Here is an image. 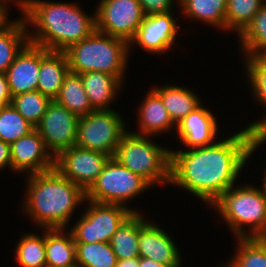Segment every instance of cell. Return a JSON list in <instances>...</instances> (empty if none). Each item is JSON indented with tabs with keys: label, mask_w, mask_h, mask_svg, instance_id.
Masks as SVG:
<instances>
[{
	"label": "cell",
	"mask_w": 266,
	"mask_h": 267,
	"mask_svg": "<svg viewBox=\"0 0 266 267\" xmlns=\"http://www.w3.org/2000/svg\"><path fill=\"white\" fill-rule=\"evenodd\" d=\"M265 142L266 135L245 127L209 146L171 149L170 184L182 187L210 208L235 185L247 161Z\"/></svg>",
	"instance_id": "cell-1"
},
{
	"label": "cell",
	"mask_w": 266,
	"mask_h": 267,
	"mask_svg": "<svg viewBox=\"0 0 266 267\" xmlns=\"http://www.w3.org/2000/svg\"><path fill=\"white\" fill-rule=\"evenodd\" d=\"M62 1L27 0L24 21L29 42L50 51H65L96 30L95 12L88 15L77 5Z\"/></svg>",
	"instance_id": "cell-2"
},
{
	"label": "cell",
	"mask_w": 266,
	"mask_h": 267,
	"mask_svg": "<svg viewBox=\"0 0 266 267\" xmlns=\"http://www.w3.org/2000/svg\"><path fill=\"white\" fill-rule=\"evenodd\" d=\"M24 213L41 229L66 228L73 212L86 201V191L55 168L25 177Z\"/></svg>",
	"instance_id": "cell-3"
},
{
	"label": "cell",
	"mask_w": 266,
	"mask_h": 267,
	"mask_svg": "<svg viewBox=\"0 0 266 267\" xmlns=\"http://www.w3.org/2000/svg\"><path fill=\"white\" fill-rule=\"evenodd\" d=\"M210 207L225 220L236 239L266 238V195L262 187L234 185Z\"/></svg>",
	"instance_id": "cell-4"
},
{
	"label": "cell",
	"mask_w": 266,
	"mask_h": 267,
	"mask_svg": "<svg viewBox=\"0 0 266 267\" xmlns=\"http://www.w3.org/2000/svg\"><path fill=\"white\" fill-rule=\"evenodd\" d=\"M71 72L99 71L125 82L129 43L95 30L89 37L70 45L65 51Z\"/></svg>",
	"instance_id": "cell-5"
},
{
	"label": "cell",
	"mask_w": 266,
	"mask_h": 267,
	"mask_svg": "<svg viewBox=\"0 0 266 267\" xmlns=\"http://www.w3.org/2000/svg\"><path fill=\"white\" fill-rule=\"evenodd\" d=\"M151 137L126 131L114 157L153 187L159 183L170 185L171 150L156 144Z\"/></svg>",
	"instance_id": "cell-6"
},
{
	"label": "cell",
	"mask_w": 266,
	"mask_h": 267,
	"mask_svg": "<svg viewBox=\"0 0 266 267\" xmlns=\"http://www.w3.org/2000/svg\"><path fill=\"white\" fill-rule=\"evenodd\" d=\"M151 187L152 185L143 177L131 172L115 157H110L102 173L86 191V200L127 207V202Z\"/></svg>",
	"instance_id": "cell-7"
},
{
	"label": "cell",
	"mask_w": 266,
	"mask_h": 267,
	"mask_svg": "<svg viewBox=\"0 0 266 267\" xmlns=\"http://www.w3.org/2000/svg\"><path fill=\"white\" fill-rule=\"evenodd\" d=\"M119 112L94 110L79 117L76 146L114 157L122 135L128 130Z\"/></svg>",
	"instance_id": "cell-8"
},
{
	"label": "cell",
	"mask_w": 266,
	"mask_h": 267,
	"mask_svg": "<svg viewBox=\"0 0 266 267\" xmlns=\"http://www.w3.org/2000/svg\"><path fill=\"white\" fill-rule=\"evenodd\" d=\"M86 202V211L71 229H67L72 233L75 243L110 242L120 225L133 212H139L119 204Z\"/></svg>",
	"instance_id": "cell-9"
},
{
	"label": "cell",
	"mask_w": 266,
	"mask_h": 267,
	"mask_svg": "<svg viewBox=\"0 0 266 267\" xmlns=\"http://www.w3.org/2000/svg\"><path fill=\"white\" fill-rule=\"evenodd\" d=\"M95 11L96 30L128 43L135 37L145 14L138 0H100Z\"/></svg>",
	"instance_id": "cell-10"
},
{
	"label": "cell",
	"mask_w": 266,
	"mask_h": 267,
	"mask_svg": "<svg viewBox=\"0 0 266 267\" xmlns=\"http://www.w3.org/2000/svg\"><path fill=\"white\" fill-rule=\"evenodd\" d=\"M78 120V116L56 100L49 102L35 129L54 158L60 152L76 145Z\"/></svg>",
	"instance_id": "cell-11"
},
{
	"label": "cell",
	"mask_w": 266,
	"mask_h": 267,
	"mask_svg": "<svg viewBox=\"0 0 266 267\" xmlns=\"http://www.w3.org/2000/svg\"><path fill=\"white\" fill-rule=\"evenodd\" d=\"M110 156L90 149L72 146L54 158V168L87 191L102 173Z\"/></svg>",
	"instance_id": "cell-12"
},
{
	"label": "cell",
	"mask_w": 266,
	"mask_h": 267,
	"mask_svg": "<svg viewBox=\"0 0 266 267\" xmlns=\"http://www.w3.org/2000/svg\"><path fill=\"white\" fill-rule=\"evenodd\" d=\"M173 16V12L145 15L135 37L129 42V50L133 45L154 55L172 50L179 33L177 19Z\"/></svg>",
	"instance_id": "cell-13"
},
{
	"label": "cell",
	"mask_w": 266,
	"mask_h": 267,
	"mask_svg": "<svg viewBox=\"0 0 266 267\" xmlns=\"http://www.w3.org/2000/svg\"><path fill=\"white\" fill-rule=\"evenodd\" d=\"M12 171L26 175L54 168V157L36 129L10 145Z\"/></svg>",
	"instance_id": "cell-14"
},
{
	"label": "cell",
	"mask_w": 266,
	"mask_h": 267,
	"mask_svg": "<svg viewBox=\"0 0 266 267\" xmlns=\"http://www.w3.org/2000/svg\"><path fill=\"white\" fill-rule=\"evenodd\" d=\"M139 255L164 264L167 267H181L180 250L174 240L157 223L147 221L139 229Z\"/></svg>",
	"instance_id": "cell-15"
},
{
	"label": "cell",
	"mask_w": 266,
	"mask_h": 267,
	"mask_svg": "<svg viewBox=\"0 0 266 267\" xmlns=\"http://www.w3.org/2000/svg\"><path fill=\"white\" fill-rule=\"evenodd\" d=\"M214 113L200 105L177 124L175 129L186 149L209 146L217 140L218 124Z\"/></svg>",
	"instance_id": "cell-16"
},
{
	"label": "cell",
	"mask_w": 266,
	"mask_h": 267,
	"mask_svg": "<svg viewBox=\"0 0 266 267\" xmlns=\"http://www.w3.org/2000/svg\"><path fill=\"white\" fill-rule=\"evenodd\" d=\"M40 69V46L28 42L6 70L12 96L37 90Z\"/></svg>",
	"instance_id": "cell-17"
},
{
	"label": "cell",
	"mask_w": 266,
	"mask_h": 267,
	"mask_svg": "<svg viewBox=\"0 0 266 267\" xmlns=\"http://www.w3.org/2000/svg\"><path fill=\"white\" fill-rule=\"evenodd\" d=\"M70 71L64 51H50L40 46V69L37 90L50 100L60 93L63 81Z\"/></svg>",
	"instance_id": "cell-18"
},
{
	"label": "cell",
	"mask_w": 266,
	"mask_h": 267,
	"mask_svg": "<svg viewBox=\"0 0 266 267\" xmlns=\"http://www.w3.org/2000/svg\"><path fill=\"white\" fill-rule=\"evenodd\" d=\"M145 96L137 109L138 132L133 133L155 136L177 128L163 106L161 97L153 89H149Z\"/></svg>",
	"instance_id": "cell-19"
},
{
	"label": "cell",
	"mask_w": 266,
	"mask_h": 267,
	"mask_svg": "<svg viewBox=\"0 0 266 267\" xmlns=\"http://www.w3.org/2000/svg\"><path fill=\"white\" fill-rule=\"evenodd\" d=\"M90 105L94 110H111L124 83L110 74L91 71L80 74ZM123 85V86H122Z\"/></svg>",
	"instance_id": "cell-20"
},
{
	"label": "cell",
	"mask_w": 266,
	"mask_h": 267,
	"mask_svg": "<svg viewBox=\"0 0 266 267\" xmlns=\"http://www.w3.org/2000/svg\"><path fill=\"white\" fill-rule=\"evenodd\" d=\"M46 267L76 265L75 242L66 228L45 229Z\"/></svg>",
	"instance_id": "cell-21"
},
{
	"label": "cell",
	"mask_w": 266,
	"mask_h": 267,
	"mask_svg": "<svg viewBox=\"0 0 266 267\" xmlns=\"http://www.w3.org/2000/svg\"><path fill=\"white\" fill-rule=\"evenodd\" d=\"M152 88L161 97L163 106L176 125L202 104L201 98L190 88L174 84Z\"/></svg>",
	"instance_id": "cell-22"
},
{
	"label": "cell",
	"mask_w": 266,
	"mask_h": 267,
	"mask_svg": "<svg viewBox=\"0 0 266 267\" xmlns=\"http://www.w3.org/2000/svg\"><path fill=\"white\" fill-rule=\"evenodd\" d=\"M243 59L250 84L248 88L251 86L250 92L255 98L254 101L266 106V56H251ZM262 118L246 127L256 135H266V114Z\"/></svg>",
	"instance_id": "cell-23"
},
{
	"label": "cell",
	"mask_w": 266,
	"mask_h": 267,
	"mask_svg": "<svg viewBox=\"0 0 266 267\" xmlns=\"http://www.w3.org/2000/svg\"><path fill=\"white\" fill-rule=\"evenodd\" d=\"M146 221L141 212H133L114 233L109 243L118 260L140 257L139 229Z\"/></svg>",
	"instance_id": "cell-24"
},
{
	"label": "cell",
	"mask_w": 266,
	"mask_h": 267,
	"mask_svg": "<svg viewBox=\"0 0 266 267\" xmlns=\"http://www.w3.org/2000/svg\"><path fill=\"white\" fill-rule=\"evenodd\" d=\"M181 13L190 19L225 31L227 0H178Z\"/></svg>",
	"instance_id": "cell-25"
},
{
	"label": "cell",
	"mask_w": 266,
	"mask_h": 267,
	"mask_svg": "<svg viewBox=\"0 0 266 267\" xmlns=\"http://www.w3.org/2000/svg\"><path fill=\"white\" fill-rule=\"evenodd\" d=\"M28 28L24 18L18 17L0 31V73H5L17 54L29 42Z\"/></svg>",
	"instance_id": "cell-26"
},
{
	"label": "cell",
	"mask_w": 266,
	"mask_h": 267,
	"mask_svg": "<svg viewBox=\"0 0 266 267\" xmlns=\"http://www.w3.org/2000/svg\"><path fill=\"white\" fill-rule=\"evenodd\" d=\"M78 117L86 116L94 111L85 92L80 74L69 71L55 99Z\"/></svg>",
	"instance_id": "cell-27"
},
{
	"label": "cell",
	"mask_w": 266,
	"mask_h": 267,
	"mask_svg": "<svg viewBox=\"0 0 266 267\" xmlns=\"http://www.w3.org/2000/svg\"><path fill=\"white\" fill-rule=\"evenodd\" d=\"M238 37L244 58L266 56V3Z\"/></svg>",
	"instance_id": "cell-28"
},
{
	"label": "cell",
	"mask_w": 266,
	"mask_h": 267,
	"mask_svg": "<svg viewBox=\"0 0 266 267\" xmlns=\"http://www.w3.org/2000/svg\"><path fill=\"white\" fill-rule=\"evenodd\" d=\"M232 258L221 267H266V238H237Z\"/></svg>",
	"instance_id": "cell-29"
},
{
	"label": "cell",
	"mask_w": 266,
	"mask_h": 267,
	"mask_svg": "<svg viewBox=\"0 0 266 267\" xmlns=\"http://www.w3.org/2000/svg\"><path fill=\"white\" fill-rule=\"evenodd\" d=\"M76 265L115 267L117 257L109 242L75 243Z\"/></svg>",
	"instance_id": "cell-30"
},
{
	"label": "cell",
	"mask_w": 266,
	"mask_h": 267,
	"mask_svg": "<svg viewBox=\"0 0 266 267\" xmlns=\"http://www.w3.org/2000/svg\"><path fill=\"white\" fill-rule=\"evenodd\" d=\"M42 236L24 233L15 249L16 262L21 267H46L45 229Z\"/></svg>",
	"instance_id": "cell-31"
},
{
	"label": "cell",
	"mask_w": 266,
	"mask_h": 267,
	"mask_svg": "<svg viewBox=\"0 0 266 267\" xmlns=\"http://www.w3.org/2000/svg\"><path fill=\"white\" fill-rule=\"evenodd\" d=\"M265 3L266 0H227L225 31H235L239 36Z\"/></svg>",
	"instance_id": "cell-32"
},
{
	"label": "cell",
	"mask_w": 266,
	"mask_h": 267,
	"mask_svg": "<svg viewBox=\"0 0 266 267\" xmlns=\"http://www.w3.org/2000/svg\"><path fill=\"white\" fill-rule=\"evenodd\" d=\"M51 100L38 90L12 96L11 105L34 127H36Z\"/></svg>",
	"instance_id": "cell-33"
},
{
	"label": "cell",
	"mask_w": 266,
	"mask_h": 267,
	"mask_svg": "<svg viewBox=\"0 0 266 267\" xmlns=\"http://www.w3.org/2000/svg\"><path fill=\"white\" fill-rule=\"evenodd\" d=\"M35 129L11 104L0 111V140L11 145Z\"/></svg>",
	"instance_id": "cell-34"
},
{
	"label": "cell",
	"mask_w": 266,
	"mask_h": 267,
	"mask_svg": "<svg viewBox=\"0 0 266 267\" xmlns=\"http://www.w3.org/2000/svg\"><path fill=\"white\" fill-rule=\"evenodd\" d=\"M145 15L173 12L175 0H138ZM178 4V0L176 1Z\"/></svg>",
	"instance_id": "cell-35"
},
{
	"label": "cell",
	"mask_w": 266,
	"mask_h": 267,
	"mask_svg": "<svg viewBox=\"0 0 266 267\" xmlns=\"http://www.w3.org/2000/svg\"><path fill=\"white\" fill-rule=\"evenodd\" d=\"M6 167L12 170L10 145L0 140V170Z\"/></svg>",
	"instance_id": "cell-36"
},
{
	"label": "cell",
	"mask_w": 266,
	"mask_h": 267,
	"mask_svg": "<svg viewBox=\"0 0 266 267\" xmlns=\"http://www.w3.org/2000/svg\"><path fill=\"white\" fill-rule=\"evenodd\" d=\"M0 100L9 105L12 100V95L9 90L8 80L5 73H0Z\"/></svg>",
	"instance_id": "cell-37"
},
{
	"label": "cell",
	"mask_w": 266,
	"mask_h": 267,
	"mask_svg": "<svg viewBox=\"0 0 266 267\" xmlns=\"http://www.w3.org/2000/svg\"><path fill=\"white\" fill-rule=\"evenodd\" d=\"M9 11L10 9L0 4V31H3L13 22V20H8Z\"/></svg>",
	"instance_id": "cell-38"
},
{
	"label": "cell",
	"mask_w": 266,
	"mask_h": 267,
	"mask_svg": "<svg viewBox=\"0 0 266 267\" xmlns=\"http://www.w3.org/2000/svg\"><path fill=\"white\" fill-rule=\"evenodd\" d=\"M115 267H139V257L117 260Z\"/></svg>",
	"instance_id": "cell-39"
},
{
	"label": "cell",
	"mask_w": 266,
	"mask_h": 267,
	"mask_svg": "<svg viewBox=\"0 0 266 267\" xmlns=\"http://www.w3.org/2000/svg\"><path fill=\"white\" fill-rule=\"evenodd\" d=\"M10 1H12V4L14 2L16 3L17 8L18 9L20 8V11L22 13L21 15L23 17L24 13H25V10H26V1L27 0H0V4L4 5L5 7H7L9 9L10 8L9 6H11V5H9Z\"/></svg>",
	"instance_id": "cell-40"
},
{
	"label": "cell",
	"mask_w": 266,
	"mask_h": 267,
	"mask_svg": "<svg viewBox=\"0 0 266 267\" xmlns=\"http://www.w3.org/2000/svg\"><path fill=\"white\" fill-rule=\"evenodd\" d=\"M139 267H167L149 258L139 257Z\"/></svg>",
	"instance_id": "cell-41"
},
{
	"label": "cell",
	"mask_w": 266,
	"mask_h": 267,
	"mask_svg": "<svg viewBox=\"0 0 266 267\" xmlns=\"http://www.w3.org/2000/svg\"><path fill=\"white\" fill-rule=\"evenodd\" d=\"M263 185L261 186L262 187V189H263V192H264V194L266 195V172H265V174H264V178H263Z\"/></svg>",
	"instance_id": "cell-42"
},
{
	"label": "cell",
	"mask_w": 266,
	"mask_h": 267,
	"mask_svg": "<svg viewBox=\"0 0 266 267\" xmlns=\"http://www.w3.org/2000/svg\"><path fill=\"white\" fill-rule=\"evenodd\" d=\"M5 107V104L0 100V111Z\"/></svg>",
	"instance_id": "cell-43"
}]
</instances>
